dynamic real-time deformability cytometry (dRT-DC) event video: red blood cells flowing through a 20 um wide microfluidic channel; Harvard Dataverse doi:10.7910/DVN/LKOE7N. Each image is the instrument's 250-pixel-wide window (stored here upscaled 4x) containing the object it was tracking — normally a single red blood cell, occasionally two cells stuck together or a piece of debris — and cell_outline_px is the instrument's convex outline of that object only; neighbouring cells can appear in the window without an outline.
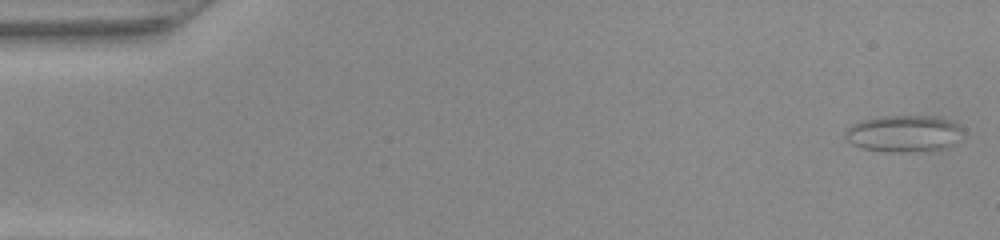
{"species": "common noctule bat (a hibernating species)", "species_latin": "Nyctalus noctula", "temperature_condition": "warm", "stored_images_in_passage": 48, "camera_frame_rate_fps": 3000, "um_per_image_px": 0.085, "animal": {"sex": "female", "body_mass_g": 22.0, "forearm_length_mm": 56.7}, "frame": {"image": 1, "passage_image": 1, "time_ms": 0.0, "image_size_px": [1000, 240], "cell_outline_px": [[960, 128], [952, 144], [940, 148], [912, 152], [884, 152], [860, 148], [844, 140], [844, 132], [852, 124], [860, 120], [884, 116], [940, 116], [952, 120]], "centroid_in_image_um": [76.69, 11.35], "position_along_channel_um": 8.3, "area_um2": 25.03}}
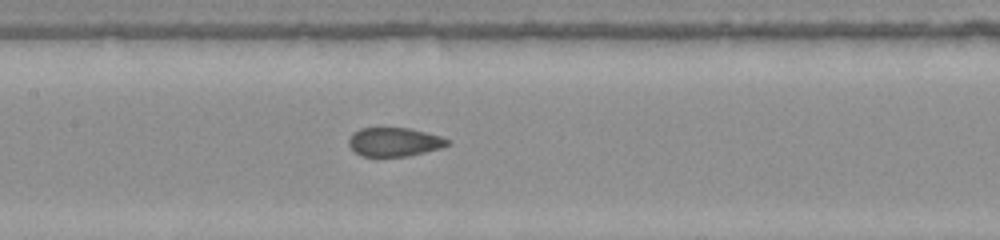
{"frame": {"image": 2, "passage_image": 23, "time_ms": 7.333, "image_size_px": [1000, 240], "cell_outline_px": [[448, 144], [440, 148], [408, 156], [360, 156], [348, 144], [348, 140], [352, 132], [360, 128], [408, 128], [440, 136], [448, 140]], "centroid_in_image_um": [33.46, 12.06], "position_along_channel_um": 173.9, "area_um2": 16.36}}
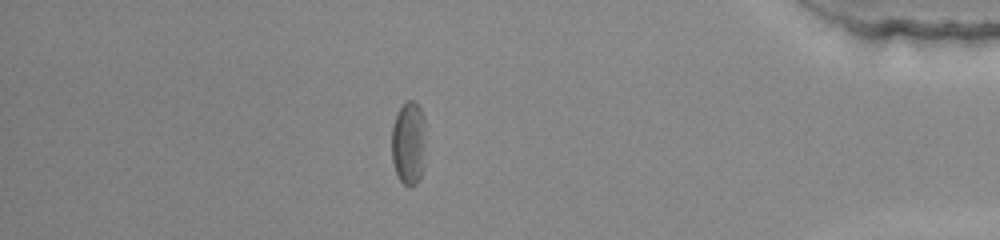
{"frame": {"image": 3, "passage_image": 42, "time_ms": 13.667, "image_size_px": [1000, 240], "cell_outline_px": [[424, 168], [416, 184], [404, 184], [400, 180], [396, 172], [392, 160], [392, 124], [396, 112], [408, 100], [412, 100], [420, 108], [424, 116]], "centroid_in_image_um": [34.72, 12.14], "position_along_channel_um": 400.5, "area_um2": 16.53}}